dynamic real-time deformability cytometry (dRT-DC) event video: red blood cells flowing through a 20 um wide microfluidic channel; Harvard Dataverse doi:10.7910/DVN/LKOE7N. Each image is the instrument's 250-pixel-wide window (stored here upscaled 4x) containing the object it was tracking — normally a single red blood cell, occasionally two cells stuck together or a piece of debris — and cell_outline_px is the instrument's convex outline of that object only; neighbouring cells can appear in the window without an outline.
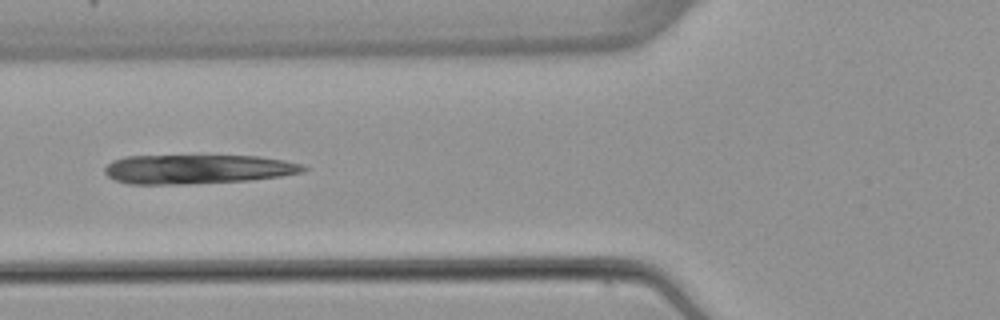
{"species": "common noctule bat (a hibernating species)", "species_latin": "Nyctalus noctula", "temperature_condition": "warm", "stored_images_in_passage": 6, "camera_frame_rate_fps": 3000, "um_per_image_px": 0.085, "animal": {"sex": "female", "body_mass_g": 22.7, "forearm_length_mm": 54.2}, "frame": {"image": 1, "passage_image": 6, "time_ms": 6.0, "image_size_px": [1000, 320], "cell_outline_px": [[308, 168], [304, 172], [280, 176], [252, 180], [188, 184], [128, 184], [116, 180], [108, 176], [104, 172], [104, 168], [112, 160], [124, 156], [260, 156], [284, 160], [300, 164]], "centroid_in_image_um": [16.78, 14.38], "position_along_channel_um": 109.0, "area_um2": 33.93}}